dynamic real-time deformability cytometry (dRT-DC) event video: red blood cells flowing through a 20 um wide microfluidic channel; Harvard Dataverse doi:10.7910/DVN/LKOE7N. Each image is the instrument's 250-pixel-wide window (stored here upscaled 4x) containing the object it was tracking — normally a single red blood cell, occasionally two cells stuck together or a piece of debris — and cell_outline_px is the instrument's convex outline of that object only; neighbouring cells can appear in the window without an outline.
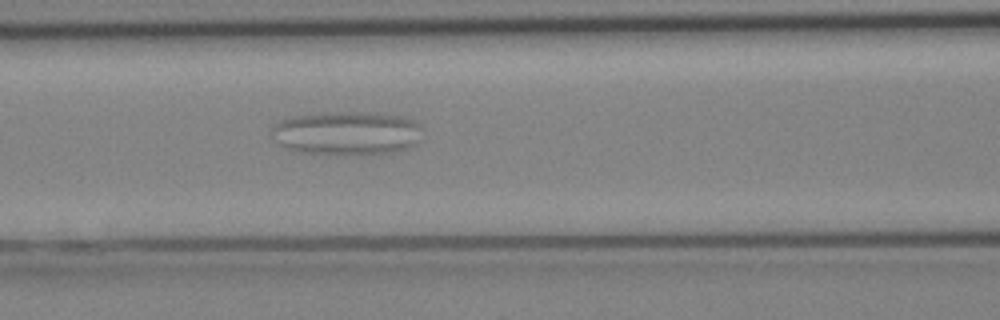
{"species": "Egyptian fruit bat (a non-hibernating species)", "species_latin": "Rousettus aegyptiacus", "temperature_condition": "cold", "stored_images_in_passage": 35, "camera_frame_rate_fps": 3000, "um_per_image_px": 0.085, "animal": {"sex": "female"}, "frame": {"image": 1, "passage_image": 10, "time_ms": 3.0, "image_size_px": [1000, 320], "cell_outline_px": [[416, 124], [412, 144], [404, 148], [388, 152], [300, 152], [288, 148], [280, 144], [268, 132], [280, 120], [292, 116], [328, 112], [380, 112], [404, 116], [412, 120]], "centroid_in_image_um": [29.32, 11.24], "position_along_channel_um": 137.3, "area_um2": 36.7}}